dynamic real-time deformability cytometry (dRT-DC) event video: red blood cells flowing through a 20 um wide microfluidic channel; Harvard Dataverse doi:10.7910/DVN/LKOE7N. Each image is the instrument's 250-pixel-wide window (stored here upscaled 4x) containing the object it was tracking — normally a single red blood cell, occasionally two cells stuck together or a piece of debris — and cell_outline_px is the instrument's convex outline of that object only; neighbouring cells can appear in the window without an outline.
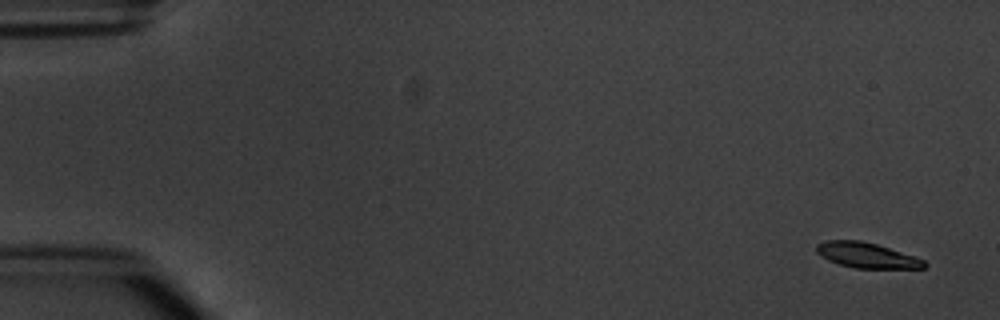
{"species": "common noctule bat (a hibernating species)", "species_latin": "Nyctalus noctula", "temperature_condition": "warm", "stored_images_in_passage": 5, "camera_frame_rate_fps": 3000, "um_per_image_px": 0.085, "animal": {"sex": "male", "body_mass_g": 20.1, "forearm_length_mm": 53.5}, "frame": {"image": 1, "passage_image": 1, "time_ms": 0.0, "image_size_px": [1000, 320], "cell_outline_px": [[928, 264], [924, 268], [856, 268], [840, 264], [828, 260], [820, 256], [816, 252], [816, 244], [828, 240], [860, 240], [876, 244], [924, 260]], "centroid_in_image_um": [73.63, 21.69], "position_along_channel_um": 11.4, "area_um2": 15.66}}
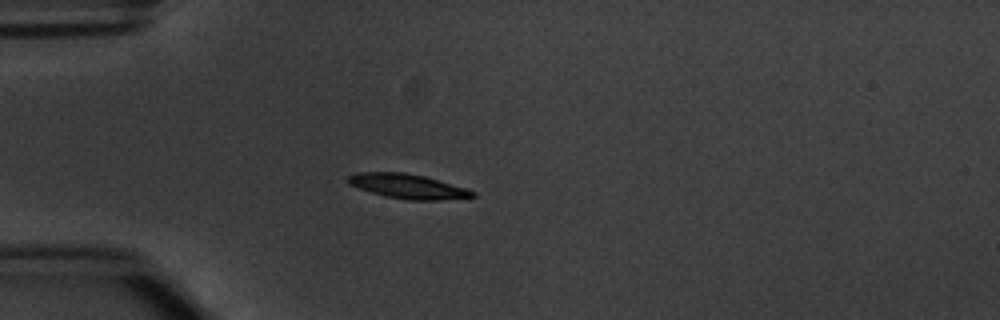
{"frame": {"image": 2, "passage_image": 4, "time_ms": 4.333, "image_size_px": [1000, 320], "cell_outline_px": [[476, 196], [440, 200], [408, 200], [384, 196], [348, 184], [344, 180], [348, 176], [356, 172], [404, 172], [424, 176], [468, 188], [476, 192]], "centroid_in_image_um": [34.65, 15.83], "position_along_channel_um": 50.3, "area_um2": 17.92}}